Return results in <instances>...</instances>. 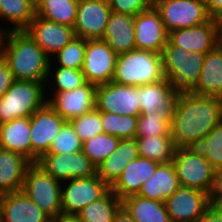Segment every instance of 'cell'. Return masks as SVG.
<instances>
[{"mask_svg":"<svg viewBox=\"0 0 222 222\" xmlns=\"http://www.w3.org/2000/svg\"><path fill=\"white\" fill-rule=\"evenodd\" d=\"M221 120V98L180 92L170 122L176 148L197 147Z\"/></svg>","mask_w":222,"mask_h":222,"instance_id":"cell-1","label":"cell"},{"mask_svg":"<svg viewBox=\"0 0 222 222\" xmlns=\"http://www.w3.org/2000/svg\"><path fill=\"white\" fill-rule=\"evenodd\" d=\"M0 55L14 80L46 82L51 59L25 30L3 32Z\"/></svg>","mask_w":222,"mask_h":222,"instance_id":"cell-2","label":"cell"},{"mask_svg":"<svg viewBox=\"0 0 222 222\" xmlns=\"http://www.w3.org/2000/svg\"><path fill=\"white\" fill-rule=\"evenodd\" d=\"M164 78L161 54L135 49L117 55L112 78L117 84L140 86Z\"/></svg>","mask_w":222,"mask_h":222,"instance_id":"cell-3","label":"cell"},{"mask_svg":"<svg viewBox=\"0 0 222 222\" xmlns=\"http://www.w3.org/2000/svg\"><path fill=\"white\" fill-rule=\"evenodd\" d=\"M46 82L15 80L0 99V124L30 117L47 103Z\"/></svg>","mask_w":222,"mask_h":222,"instance_id":"cell-4","label":"cell"},{"mask_svg":"<svg viewBox=\"0 0 222 222\" xmlns=\"http://www.w3.org/2000/svg\"><path fill=\"white\" fill-rule=\"evenodd\" d=\"M205 54L185 51L167 41L162 49L163 74L179 92L190 91L198 82Z\"/></svg>","mask_w":222,"mask_h":222,"instance_id":"cell-5","label":"cell"},{"mask_svg":"<svg viewBox=\"0 0 222 222\" xmlns=\"http://www.w3.org/2000/svg\"><path fill=\"white\" fill-rule=\"evenodd\" d=\"M172 163L181 187L200 190L209 195L215 169L197 147L176 148Z\"/></svg>","mask_w":222,"mask_h":222,"instance_id":"cell-6","label":"cell"},{"mask_svg":"<svg viewBox=\"0 0 222 222\" xmlns=\"http://www.w3.org/2000/svg\"><path fill=\"white\" fill-rule=\"evenodd\" d=\"M62 182L33 163L26 172L22 191L51 219L62 215Z\"/></svg>","mask_w":222,"mask_h":222,"instance_id":"cell-7","label":"cell"},{"mask_svg":"<svg viewBox=\"0 0 222 222\" xmlns=\"http://www.w3.org/2000/svg\"><path fill=\"white\" fill-rule=\"evenodd\" d=\"M109 191L110 186L102 181L98 175L89 178L70 179L62 182V215L76 216L85 206L98 201Z\"/></svg>","mask_w":222,"mask_h":222,"instance_id":"cell-8","label":"cell"},{"mask_svg":"<svg viewBox=\"0 0 222 222\" xmlns=\"http://www.w3.org/2000/svg\"><path fill=\"white\" fill-rule=\"evenodd\" d=\"M153 6L168 32L198 26L211 19L203 0H156Z\"/></svg>","mask_w":222,"mask_h":222,"instance_id":"cell-9","label":"cell"},{"mask_svg":"<svg viewBox=\"0 0 222 222\" xmlns=\"http://www.w3.org/2000/svg\"><path fill=\"white\" fill-rule=\"evenodd\" d=\"M36 164L60 182L97 175V167L82 151L70 154L46 153Z\"/></svg>","mask_w":222,"mask_h":222,"instance_id":"cell-10","label":"cell"},{"mask_svg":"<svg viewBox=\"0 0 222 222\" xmlns=\"http://www.w3.org/2000/svg\"><path fill=\"white\" fill-rule=\"evenodd\" d=\"M222 21H209L190 28H180L168 32V41L185 51L204 53L214 50L220 44Z\"/></svg>","mask_w":222,"mask_h":222,"instance_id":"cell-11","label":"cell"},{"mask_svg":"<svg viewBox=\"0 0 222 222\" xmlns=\"http://www.w3.org/2000/svg\"><path fill=\"white\" fill-rule=\"evenodd\" d=\"M95 107L100 112L138 116L141 113L138 86L120 85L113 81L98 85Z\"/></svg>","mask_w":222,"mask_h":222,"instance_id":"cell-12","label":"cell"},{"mask_svg":"<svg viewBox=\"0 0 222 222\" xmlns=\"http://www.w3.org/2000/svg\"><path fill=\"white\" fill-rule=\"evenodd\" d=\"M66 122L48 103L30 116L32 163H37L48 152Z\"/></svg>","mask_w":222,"mask_h":222,"instance_id":"cell-13","label":"cell"},{"mask_svg":"<svg viewBox=\"0 0 222 222\" xmlns=\"http://www.w3.org/2000/svg\"><path fill=\"white\" fill-rule=\"evenodd\" d=\"M117 54L102 39L86 40L82 73L96 86L112 81Z\"/></svg>","mask_w":222,"mask_h":222,"instance_id":"cell-14","label":"cell"},{"mask_svg":"<svg viewBox=\"0 0 222 222\" xmlns=\"http://www.w3.org/2000/svg\"><path fill=\"white\" fill-rule=\"evenodd\" d=\"M111 12L108 0H79L73 26L75 36L85 40L102 39Z\"/></svg>","mask_w":222,"mask_h":222,"instance_id":"cell-15","label":"cell"},{"mask_svg":"<svg viewBox=\"0 0 222 222\" xmlns=\"http://www.w3.org/2000/svg\"><path fill=\"white\" fill-rule=\"evenodd\" d=\"M164 204L171 222H196L210 208L207 193L181 186Z\"/></svg>","mask_w":222,"mask_h":222,"instance_id":"cell-16","label":"cell"},{"mask_svg":"<svg viewBox=\"0 0 222 222\" xmlns=\"http://www.w3.org/2000/svg\"><path fill=\"white\" fill-rule=\"evenodd\" d=\"M96 85H85L65 92H53L47 94L48 105L66 121L74 117L86 114L95 108Z\"/></svg>","mask_w":222,"mask_h":222,"instance_id":"cell-17","label":"cell"},{"mask_svg":"<svg viewBox=\"0 0 222 222\" xmlns=\"http://www.w3.org/2000/svg\"><path fill=\"white\" fill-rule=\"evenodd\" d=\"M134 24L136 49L161 54L168 41V31L155 7L135 15Z\"/></svg>","mask_w":222,"mask_h":222,"instance_id":"cell-18","label":"cell"},{"mask_svg":"<svg viewBox=\"0 0 222 222\" xmlns=\"http://www.w3.org/2000/svg\"><path fill=\"white\" fill-rule=\"evenodd\" d=\"M24 30L50 58L76 37L73 27L38 16Z\"/></svg>","mask_w":222,"mask_h":222,"instance_id":"cell-19","label":"cell"},{"mask_svg":"<svg viewBox=\"0 0 222 222\" xmlns=\"http://www.w3.org/2000/svg\"><path fill=\"white\" fill-rule=\"evenodd\" d=\"M45 214L22 190L1 195L0 222H50Z\"/></svg>","mask_w":222,"mask_h":222,"instance_id":"cell-20","label":"cell"},{"mask_svg":"<svg viewBox=\"0 0 222 222\" xmlns=\"http://www.w3.org/2000/svg\"><path fill=\"white\" fill-rule=\"evenodd\" d=\"M141 113L172 114L179 91L166 78L138 86Z\"/></svg>","mask_w":222,"mask_h":222,"instance_id":"cell-21","label":"cell"},{"mask_svg":"<svg viewBox=\"0 0 222 222\" xmlns=\"http://www.w3.org/2000/svg\"><path fill=\"white\" fill-rule=\"evenodd\" d=\"M158 164L142 157L130 161L123 169L122 174L110 186V190L120 200L137 195L143 183L154 174Z\"/></svg>","mask_w":222,"mask_h":222,"instance_id":"cell-22","label":"cell"},{"mask_svg":"<svg viewBox=\"0 0 222 222\" xmlns=\"http://www.w3.org/2000/svg\"><path fill=\"white\" fill-rule=\"evenodd\" d=\"M135 16L111 12L102 38L117 54L135 50Z\"/></svg>","mask_w":222,"mask_h":222,"instance_id":"cell-23","label":"cell"},{"mask_svg":"<svg viewBox=\"0 0 222 222\" xmlns=\"http://www.w3.org/2000/svg\"><path fill=\"white\" fill-rule=\"evenodd\" d=\"M191 93L222 99V45L205 54L202 71Z\"/></svg>","mask_w":222,"mask_h":222,"instance_id":"cell-24","label":"cell"},{"mask_svg":"<svg viewBox=\"0 0 222 222\" xmlns=\"http://www.w3.org/2000/svg\"><path fill=\"white\" fill-rule=\"evenodd\" d=\"M32 164L23 155L0 148V194L21 191Z\"/></svg>","mask_w":222,"mask_h":222,"instance_id":"cell-25","label":"cell"},{"mask_svg":"<svg viewBox=\"0 0 222 222\" xmlns=\"http://www.w3.org/2000/svg\"><path fill=\"white\" fill-rule=\"evenodd\" d=\"M0 148L21 154L32 162L30 117L0 124Z\"/></svg>","mask_w":222,"mask_h":222,"instance_id":"cell-26","label":"cell"},{"mask_svg":"<svg viewBox=\"0 0 222 222\" xmlns=\"http://www.w3.org/2000/svg\"><path fill=\"white\" fill-rule=\"evenodd\" d=\"M179 187L180 183L172 161L159 163L154 174L143 183L137 195L147 199L164 201Z\"/></svg>","mask_w":222,"mask_h":222,"instance_id":"cell-27","label":"cell"},{"mask_svg":"<svg viewBox=\"0 0 222 222\" xmlns=\"http://www.w3.org/2000/svg\"><path fill=\"white\" fill-rule=\"evenodd\" d=\"M139 157L135 138L121 139L115 151L98 167V177L111 186L122 174L125 166Z\"/></svg>","mask_w":222,"mask_h":222,"instance_id":"cell-28","label":"cell"},{"mask_svg":"<svg viewBox=\"0 0 222 222\" xmlns=\"http://www.w3.org/2000/svg\"><path fill=\"white\" fill-rule=\"evenodd\" d=\"M122 206L135 222H171L164 201L138 195L124 198Z\"/></svg>","mask_w":222,"mask_h":222,"instance_id":"cell-29","label":"cell"},{"mask_svg":"<svg viewBox=\"0 0 222 222\" xmlns=\"http://www.w3.org/2000/svg\"><path fill=\"white\" fill-rule=\"evenodd\" d=\"M35 16L36 5L31 0H0V20L10 23L5 32L24 30Z\"/></svg>","mask_w":222,"mask_h":222,"instance_id":"cell-30","label":"cell"},{"mask_svg":"<svg viewBox=\"0 0 222 222\" xmlns=\"http://www.w3.org/2000/svg\"><path fill=\"white\" fill-rule=\"evenodd\" d=\"M79 0H39L36 16L73 27L76 22Z\"/></svg>","mask_w":222,"mask_h":222,"instance_id":"cell-31","label":"cell"},{"mask_svg":"<svg viewBox=\"0 0 222 222\" xmlns=\"http://www.w3.org/2000/svg\"><path fill=\"white\" fill-rule=\"evenodd\" d=\"M139 157L147 158L157 163L171 162L176 146L172 136L135 137Z\"/></svg>","mask_w":222,"mask_h":222,"instance_id":"cell-32","label":"cell"},{"mask_svg":"<svg viewBox=\"0 0 222 222\" xmlns=\"http://www.w3.org/2000/svg\"><path fill=\"white\" fill-rule=\"evenodd\" d=\"M122 201L110 190L98 201L85 206L77 215L79 222H112Z\"/></svg>","mask_w":222,"mask_h":222,"instance_id":"cell-33","label":"cell"},{"mask_svg":"<svg viewBox=\"0 0 222 222\" xmlns=\"http://www.w3.org/2000/svg\"><path fill=\"white\" fill-rule=\"evenodd\" d=\"M121 139L100 133L91 137L82 144V152L98 167L118 147Z\"/></svg>","mask_w":222,"mask_h":222,"instance_id":"cell-34","label":"cell"},{"mask_svg":"<svg viewBox=\"0 0 222 222\" xmlns=\"http://www.w3.org/2000/svg\"><path fill=\"white\" fill-rule=\"evenodd\" d=\"M103 132L119 139L136 137L138 116L101 112Z\"/></svg>","mask_w":222,"mask_h":222,"instance_id":"cell-35","label":"cell"},{"mask_svg":"<svg viewBox=\"0 0 222 222\" xmlns=\"http://www.w3.org/2000/svg\"><path fill=\"white\" fill-rule=\"evenodd\" d=\"M171 114L140 113L136 137L171 136Z\"/></svg>","mask_w":222,"mask_h":222,"instance_id":"cell-36","label":"cell"},{"mask_svg":"<svg viewBox=\"0 0 222 222\" xmlns=\"http://www.w3.org/2000/svg\"><path fill=\"white\" fill-rule=\"evenodd\" d=\"M85 50L86 40L81 37H74L50 58V65L81 70L84 63Z\"/></svg>","mask_w":222,"mask_h":222,"instance_id":"cell-37","label":"cell"},{"mask_svg":"<svg viewBox=\"0 0 222 222\" xmlns=\"http://www.w3.org/2000/svg\"><path fill=\"white\" fill-rule=\"evenodd\" d=\"M55 67L54 65L49 66L48 81H46V83L53 84L52 86H54V88L56 87V89L53 88V91L50 92H65L81 87L87 83L82 70L60 66Z\"/></svg>","mask_w":222,"mask_h":222,"instance_id":"cell-38","label":"cell"},{"mask_svg":"<svg viewBox=\"0 0 222 222\" xmlns=\"http://www.w3.org/2000/svg\"><path fill=\"white\" fill-rule=\"evenodd\" d=\"M197 148L215 170L222 168V120L202 139Z\"/></svg>","mask_w":222,"mask_h":222,"instance_id":"cell-39","label":"cell"},{"mask_svg":"<svg viewBox=\"0 0 222 222\" xmlns=\"http://www.w3.org/2000/svg\"><path fill=\"white\" fill-rule=\"evenodd\" d=\"M69 122L82 143L97 134L103 133L101 112L96 107L86 114L74 117Z\"/></svg>","mask_w":222,"mask_h":222,"instance_id":"cell-40","label":"cell"},{"mask_svg":"<svg viewBox=\"0 0 222 222\" xmlns=\"http://www.w3.org/2000/svg\"><path fill=\"white\" fill-rule=\"evenodd\" d=\"M82 141L76 134L74 127L67 121L54 138L47 153L65 154L82 151Z\"/></svg>","mask_w":222,"mask_h":222,"instance_id":"cell-41","label":"cell"},{"mask_svg":"<svg viewBox=\"0 0 222 222\" xmlns=\"http://www.w3.org/2000/svg\"><path fill=\"white\" fill-rule=\"evenodd\" d=\"M112 12L137 15L150 9L153 3L150 0H108Z\"/></svg>","mask_w":222,"mask_h":222,"instance_id":"cell-42","label":"cell"},{"mask_svg":"<svg viewBox=\"0 0 222 222\" xmlns=\"http://www.w3.org/2000/svg\"><path fill=\"white\" fill-rule=\"evenodd\" d=\"M14 77L8 63L0 55V99L14 83Z\"/></svg>","mask_w":222,"mask_h":222,"instance_id":"cell-43","label":"cell"},{"mask_svg":"<svg viewBox=\"0 0 222 222\" xmlns=\"http://www.w3.org/2000/svg\"><path fill=\"white\" fill-rule=\"evenodd\" d=\"M208 14L213 19L222 21V0H203Z\"/></svg>","mask_w":222,"mask_h":222,"instance_id":"cell-44","label":"cell"},{"mask_svg":"<svg viewBox=\"0 0 222 222\" xmlns=\"http://www.w3.org/2000/svg\"><path fill=\"white\" fill-rule=\"evenodd\" d=\"M208 196L209 198L222 197V168L215 170L212 188Z\"/></svg>","mask_w":222,"mask_h":222,"instance_id":"cell-45","label":"cell"},{"mask_svg":"<svg viewBox=\"0 0 222 222\" xmlns=\"http://www.w3.org/2000/svg\"><path fill=\"white\" fill-rule=\"evenodd\" d=\"M112 222H135L129 213L121 206L115 213Z\"/></svg>","mask_w":222,"mask_h":222,"instance_id":"cell-46","label":"cell"},{"mask_svg":"<svg viewBox=\"0 0 222 222\" xmlns=\"http://www.w3.org/2000/svg\"><path fill=\"white\" fill-rule=\"evenodd\" d=\"M196 222H222V216L217 215L213 210L209 208L205 212V214Z\"/></svg>","mask_w":222,"mask_h":222,"instance_id":"cell-47","label":"cell"},{"mask_svg":"<svg viewBox=\"0 0 222 222\" xmlns=\"http://www.w3.org/2000/svg\"><path fill=\"white\" fill-rule=\"evenodd\" d=\"M210 209L217 215L222 216V197L221 198H209Z\"/></svg>","mask_w":222,"mask_h":222,"instance_id":"cell-48","label":"cell"},{"mask_svg":"<svg viewBox=\"0 0 222 222\" xmlns=\"http://www.w3.org/2000/svg\"><path fill=\"white\" fill-rule=\"evenodd\" d=\"M50 222H79L76 216H57L56 218H52Z\"/></svg>","mask_w":222,"mask_h":222,"instance_id":"cell-49","label":"cell"},{"mask_svg":"<svg viewBox=\"0 0 222 222\" xmlns=\"http://www.w3.org/2000/svg\"><path fill=\"white\" fill-rule=\"evenodd\" d=\"M0 45H1V38H2V35H3V32H5V27L4 26H1L0 25Z\"/></svg>","mask_w":222,"mask_h":222,"instance_id":"cell-50","label":"cell"},{"mask_svg":"<svg viewBox=\"0 0 222 222\" xmlns=\"http://www.w3.org/2000/svg\"><path fill=\"white\" fill-rule=\"evenodd\" d=\"M220 44L222 45V31H221V36H220Z\"/></svg>","mask_w":222,"mask_h":222,"instance_id":"cell-51","label":"cell"},{"mask_svg":"<svg viewBox=\"0 0 222 222\" xmlns=\"http://www.w3.org/2000/svg\"><path fill=\"white\" fill-rule=\"evenodd\" d=\"M34 4H36L39 0H31Z\"/></svg>","mask_w":222,"mask_h":222,"instance_id":"cell-52","label":"cell"}]
</instances>
